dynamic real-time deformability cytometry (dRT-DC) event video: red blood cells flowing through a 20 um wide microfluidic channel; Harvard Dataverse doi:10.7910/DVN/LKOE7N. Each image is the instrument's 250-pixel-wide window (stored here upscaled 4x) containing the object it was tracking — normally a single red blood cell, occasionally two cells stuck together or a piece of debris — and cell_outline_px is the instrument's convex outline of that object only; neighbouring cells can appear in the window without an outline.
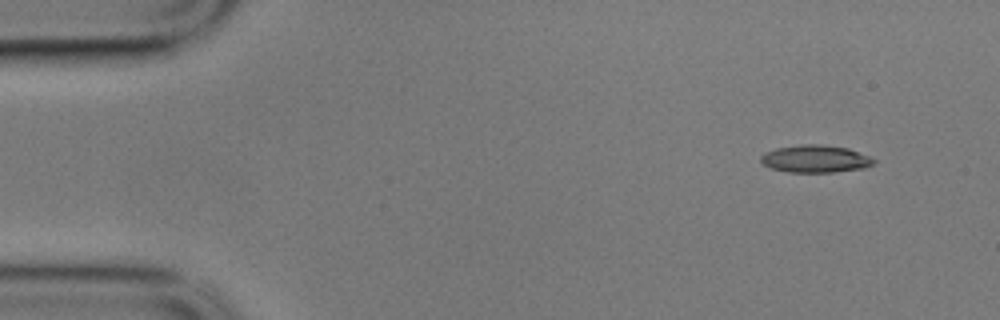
{"species": "common noctule bat (a hibernating species)", "species_latin": "Nyctalus noctula", "temperature_condition": "cold", "stored_images_in_passage": 3, "camera_frame_rate_fps": 3000, "um_per_image_px": 0.085, "animal": {"sex": "male", "body_mass_g": 17.9}, "frame": {"image": 1, "passage_image": 1, "time_ms": 0.0, "image_size_px": [1000, 320], "cell_outline_px": [[876, 160], [872, 164], [864, 168], [832, 172], [788, 172], [772, 168], [764, 164], [760, 160], [760, 156], [764, 152], [776, 148], [800, 144], [820, 144], [848, 148], [868, 156]], "centroid_in_image_um": [69.27, 13.49], "position_along_channel_um": 15.7, "area_um2": 17.98}}
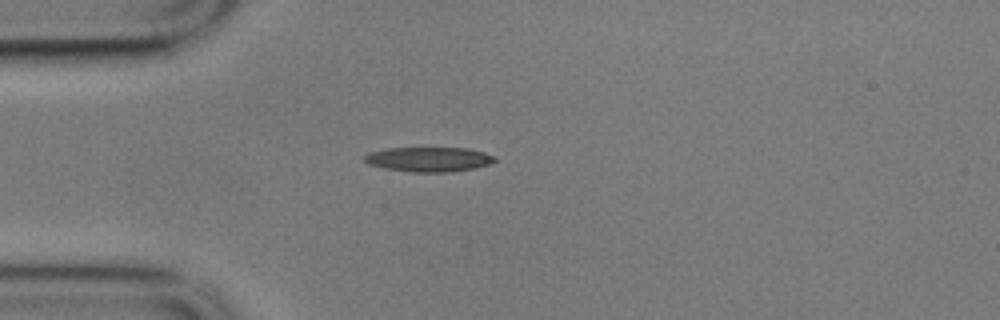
{"frame": {"image": 2, "passage_image": 3, "time_ms": 0.667, "image_size_px": [1000, 320], "cell_outline_px": [[496, 160], [488, 164], [476, 168], [452, 172], [412, 172], [384, 168], [368, 164], [364, 160], [364, 156], [368, 152], [388, 148], [468, 148], [484, 152], [496, 156]], "centroid_in_image_um": [36.46, 13.54], "position_along_channel_um": 48.5, "area_um2": 18.84}}